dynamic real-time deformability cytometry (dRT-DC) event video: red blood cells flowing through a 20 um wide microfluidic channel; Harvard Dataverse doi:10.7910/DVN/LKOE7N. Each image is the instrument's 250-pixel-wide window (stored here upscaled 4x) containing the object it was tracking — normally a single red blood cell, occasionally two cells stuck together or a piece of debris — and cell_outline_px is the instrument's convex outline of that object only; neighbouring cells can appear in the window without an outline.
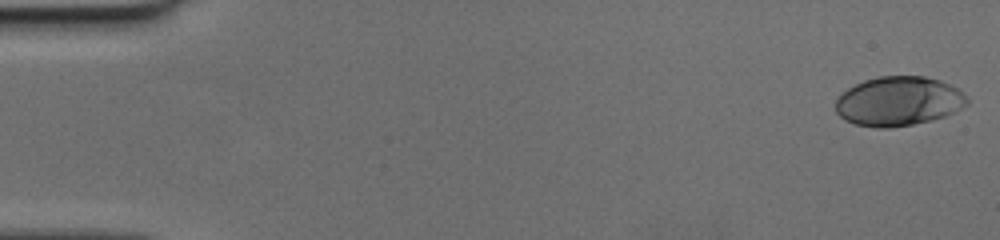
{"species": "human", "species_latin": "Homo sapiens", "temperature_condition": "cold", "stored_images_in_passage": 50, "camera_frame_rate_fps": 3000, "um_per_image_px": 0.085, "donor": {"sex": "female"}, "frame": {"image": 1, "passage_image": 1, "time_ms": 0.0, "image_size_px": [1000, 240], "cell_outline_px": [[968, 104], [944, 116], [912, 124], [888, 128], [876, 128], [856, 124], [844, 120], [836, 112], [836, 96], [848, 88], [864, 80], [880, 76], [924, 76], [940, 80], [956, 88], [968, 100]], "centroid_in_image_um": [76.32, 8.6], "position_along_channel_um": 8.7, "area_um2": 37.51}}
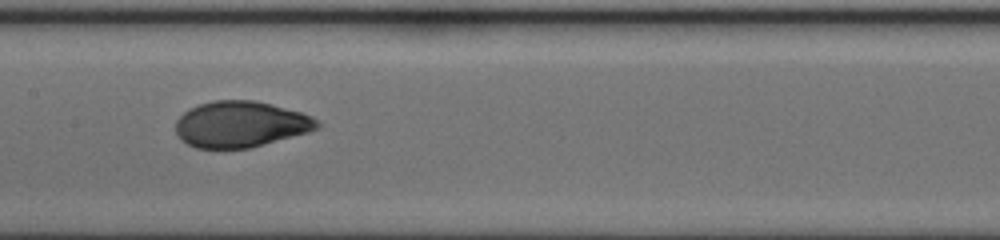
{"frame": {"image": 2, "passage_image": 26, "time_ms": 8.333, "image_size_px": [1000, 240], "cell_outline_px": [[320, 128], [308, 132], [248, 148], [196, 148], [180, 140], [176, 132], [176, 120], [188, 108], [212, 100], [256, 100], [300, 112], [312, 116], [320, 124]], "centroid_in_image_um": [20.42, 10.55], "position_along_channel_um": 187.0, "area_um2": 37.92}}
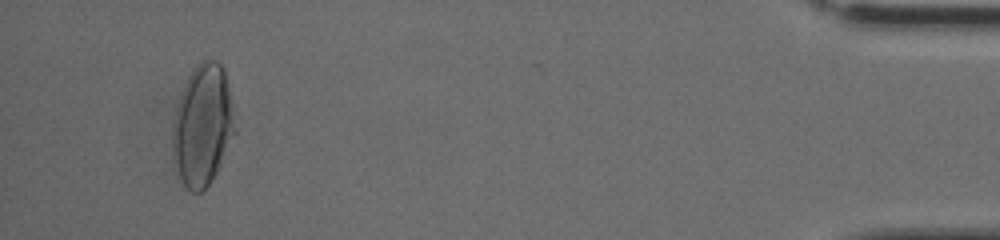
{"frame": {"image": 3, "passage_image": 48, "time_ms": 15.667, "image_size_px": [1000, 240], "cell_outline_px": [[236, 132], [216, 172], [208, 184], [200, 192], [192, 192], [180, 180], [172, 160], [172, 124], [176, 108], [180, 96], [188, 76], [192, 68], [200, 60], [208, 56], [216, 60], [224, 68], [228, 88]], "centroid_in_image_um": [17.19, 10.62], "position_along_channel_um": 418.0, "area_um2": 44.1}}